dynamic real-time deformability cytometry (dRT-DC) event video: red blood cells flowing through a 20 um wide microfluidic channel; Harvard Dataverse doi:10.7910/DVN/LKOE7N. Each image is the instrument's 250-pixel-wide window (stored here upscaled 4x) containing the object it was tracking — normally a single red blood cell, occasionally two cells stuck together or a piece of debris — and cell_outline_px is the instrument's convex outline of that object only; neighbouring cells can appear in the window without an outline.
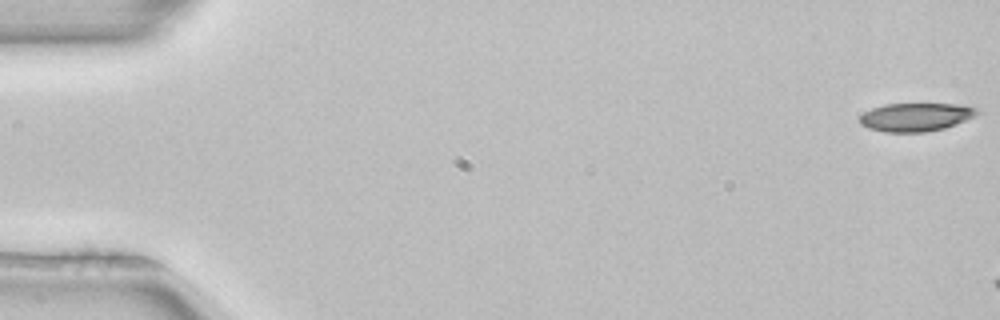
{"species": "common noctule bat (a hibernating species)", "species_latin": "Nyctalus noctula", "temperature_condition": "room temperature", "stored_images_in_passage": 11, "camera_frame_rate_fps": 3000, "um_per_image_px": 0.085, "animal": {"sex": "female", "body_mass_g": 22.7, "forearm_length_mm": 54.2}, "frame": {"image": 1, "passage_image": 1, "time_ms": 0.0, "image_size_px": [1000, 320], "cell_outline_px": [[980, 112], [964, 120], [944, 128], [924, 132], [884, 132], [868, 128], [860, 124], [860, 116], [864, 112], [872, 108], [884, 104], [956, 104], [980, 108]], "centroid_in_image_um": [77.81, 9.94], "position_along_channel_um": 7.2, "area_um2": 19.25}}